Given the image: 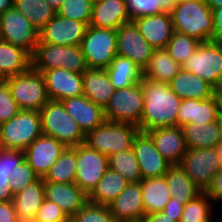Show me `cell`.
Returning a JSON list of instances; mask_svg holds the SVG:
<instances>
[{"label": "cell", "instance_id": "29", "mask_svg": "<svg viewBox=\"0 0 222 222\" xmlns=\"http://www.w3.org/2000/svg\"><path fill=\"white\" fill-rule=\"evenodd\" d=\"M180 70L181 65L165 49H154L142 75L149 80L169 83Z\"/></svg>", "mask_w": 222, "mask_h": 222}, {"label": "cell", "instance_id": "11", "mask_svg": "<svg viewBox=\"0 0 222 222\" xmlns=\"http://www.w3.org/2000/svg\"><path fill=\"white\" fill-rule=\"evenodd\" d=\"M0 40L24 49L31 56L39 43V31L21 12L11 8L0 15Z\"/></svg>", "mask_w": 222, "mask_h": 222}, {"label": "cell", "instance_id": "25", "mask_svg": "<svg viewBox=\"0 0 222 222\" xmlns=\"http://www.w3.org/2000/svg\"><path fill=\"white\" fill-rule=\"evenodd\" d=\"M218 109L214 96L205 99H184L176 118V126L186 124H207L218 121Z\"/></svg>", "mask_w": 222, "mask_h": 222}, {"label": "cell", "instance_id": "49", "mask_svg": "<svg viewBox=\"0 0 222 222\" xmlns=\"http://www.w3.org/2000/svg\"><path fill=\"white\" fill-rule=\"evenodd\" d=\"M0 222H19L12 201L0 202Z\"/></svg>", "mask_w": 222, "mask_h": 222}, {"label": "cell", "instance_id": "47", "mask_svg": "<svg viewBox=\"0 0 222 222\" xmlns=\"http://www.w3.org/2000/svg\"><path fill=\"white\" fill-rule=\"evenodd\" d=\"M25 160L23 150L6 149L0 156V177L10 178L16 166Z\"/></svg>", "mask_w": 222, "mask_h": 222}, {"label": "cell", "instance_id": "35", "mask_svg": "<svg viewBox=\"0 0 222 222\" xmlns=\"http://www.w3.org/2000/svg\"><path fill=\"white\" fill-rule=\"evenodd\" d=\"M165 180L171 197L186 204L193 200L201 190L190 180L184 169L178 165H171L165 174Z\"/></svg>", "mask_w": 222, "mask_h": 222}, {"label": "cell", "instance_id": "60", "mask_svg": "<svg viewBox=\"0 0 222 222\" xmlns=\"http://www.w3.org/2000/svg\"><path fill=\"white\" fill-rule=\"evenodd\" d=\"M218 125H219V129H220L221 142H222V115L218 116Z\"/></svg>", "mask_w": 222, "mask_h": 222}, {"label": "cell", "instance_id": "3", "mask_svg": "<svg viewBox=\"0 0 222 222\" xmlns=\"http://www.w3.org/2000/svg\"><path fill=\"white\" fill-rule=\"evenodd\" d=\"M39 112L44 135L54 137L66 147L85 143L86 135L61 101L49 100Z\"/></svg>", "mask_w": 222, "mask_h": 222}, {"label": "cell", "instance_id": "61", "mask_svg": "<svg viewBox=\"0 0 222 222\" xmlns=\"http://www.w3.org/2000/svg\"><path fill=\"white\" fill-rule=\"evenodd\" d=\"M5 146L3 145V142L1 141V138H0V156L3 154V152L5 151Z\"/></svg>", "mask_w": 222, "mask_h": 222}, {"label": "cell", "instance_id": "34", "mask_svg": "<svg viewBox=\"0 0 222 222\" xmlns=\"http://www.w3.org/2000/svg\"><path fill=\"white\" fill-rule=\"evenodd\" d=\"M128 184L129 182L121 174L109 168L88 195V202L108 206Z\"/></svg>", "mask_w": 222, "mask_h": 222}, {"label": "cell", "instance_id": "50", "mask_svg": "<svg viewBox=\"0 0 222 222\" xmlns=\"http://www.w3.org/2000/svg\"><path fill=\"white\" fill-rule=\"evenodd\" d=\"M184 205L182 201H178L174 197H171L166 203L163 211L170 217H177V222H180Z\"/></svg>", "mask_w": 222, "mask_h": 222}, {"label": "cell", "instance_id": "4", "mask_svg": "<svg viewBox=\"0 0 222 222\" xmlns=\"http://www.w3.org/2000/svg\"><path fill=\"white\" fill-rule=\"evenodd\" d=\"M31 67L43 73L55 68L83 74L88 68L80 46L39 43L31 55Z\"/></svg>", "mask_w": 222, "mask_h": 222}, {"label": "cell", "instance_id": "32", "mask_svg": "<svg viewBox=\"0 0 222 222\" xmlns=\"http://www.w3.org/2000/svg\"><path fill=\"white\" fill-rule=\"evenodd\" d=\"M187 149L212 148L221 143L218 121L207 124H186L181 127Z\"/></svg>", "mask_w": 222, "mask_h": 222}, {"label": "cell", "instance_id": "26", "mask_svg": "<svg viewBox=\"0 0 222 222\" xmlns=\"http://www.w3.org/2000/svg\"><path fill=\"white\" fill-rule=\"evenodd\" d=\"M45 199L44 181H37L27 185L23 190L14 195L12 203L16 210L19 222H32L37 211Z\"/></svg>", "mask_w": 222, "mask_h": 222}, {"label": "cell", "instance_id": "37", "mask_svg": "<svg viewBox=\"0 0 222 222\" xmlns=\"http://www.w3.org/2000/svg\"><path fill=\"white\" fill-rule=\"evenodd\" d=\"M76 162V147H67L59 159L50 167L43 181L53 183H75Z\"/></svg>", "mask_w": 222, "mask_h": 222}, {"label": "cell", "instance_id": "19", "mask_svg": "<svg viewBox=\"0 0 222 222\" xmlns=\"http://www.w3.org/2000/svg\"><path fill=\"white\" fill-rule=\"evenodd\" d=\"M45 199L54 202L71 218L87 202L88 195L76 183L44 181Z\"/></svg>", "mask_w": 222, "mask_h": 222}, {"label": "cell", "instance_id": "9", "mask_svg": "<svg viewBox=\"0 0 222 222\" xmlns=\"http://www.w3.org/2000/svg\"><path fill=\"white\" fill-rule=\"evenodd\" d=\"M181 69L192 72L213 87L222 84V42H202L183 62Z\"/></svg>", "mask_w": 222, "mask_h": 222}, {"label": "cell", "instance_id": "40", "mask_svg": "<svg viewBox=\"0 0 222 222\" xmlns=\"http://www.w3.org/2000/svg\"><path fill=\"white\" fill-rule=\"evenodd\" d=\"M211 199L202 192L183 206L180 222H202L212 217Z\"/></svg>", "mask_w": 222, "mask_h": 222}, {"label": "cell", "instance_id": "8", "mask_svg": "<svg viewBox=\"0 0 222 222\" xmlns=\"http://www.w3.org/2000/svg\"><path fill=\"white\" fill-rule=\"evenodd\" d=\"M80 47L88 68L106 69L117 55V30L88 25Z\"/></svg>", "mask_w": 222, "mask_h": 222}, {"label": "cell", "instance_id": "41", "mask_svg": "<svg viewBox=\"0 0 222 222\" xmlns=\"http://www.w3.org/2000/svg\"><path fill=\"white\" fill-rule=\"evenodd\" d=\"M94 0H64L57 14L89 25Z\"/></svg>", "mask_w": 222, "mask_h": 222}, {"label": "cell", "instance_id": "20", "mask_svg": "<svg viewBox=\"0 0 222 222\" xmlns=\"http://www.w3.org/2000/svg\"><path fill=\"white\" fill-rule=\"evenodd\" d=\"M145 133L152 139L157 150L171 165L181 163L187 151L181 127L156 128Z\"/></svg>", "mask_w": 222, "mask_h": 222}, {"label": "cell", "instance_id": "1", "mask_svg": "<svg viewBox=\"0 0 222 222\" xmlns=\"http://www.w3.org/2000/svg\"><path fill=\"white\" fill-rule=\"evenodd\" d=\"M144 108L137 125L140 132L176 126L182 99L170 88L169 83L142 78Z\"/></svg>", "mask_w": 222, "mask_h": 222}, {"label": "cell", "instance_id": "48", "mask_svg": "<svg viewBox=\"0 0 222 222\" xmlns=\"http://www.w3.org/2000/svg\"><path fill=\"white\" fill-rule=\"evenodd\" d=\"M211 201L222 203V167L213 176L212 182L204 192Z\"/></svg>", "mask_w": 222, "mask_h": 222}, {"label": "cell", "instance_id": "5", "mask_svg": "<svg viewBox=\"0 0 222 222\" xmlns=\"http://www.w3.org/2000/svg\"><path fill=\"white\" fill-rule=\"evenodd\" d=\"M139 132L137 125L105 120L86 135L85 144L109 157L132 148Z\"/></svg>", "mask_w": 222, "mask_h": 222}, {"label": "cell", "instance_id": "54", "mask_svg": "<svg viewBox=\"0 0 222 222\" xmlns=\"http://www.w3.org/2000/svg\"><path fill=\"white\" fill-rule=\"evenodd\" d=\"M213 96H214L215 101H216L218 114L222 115V84H220L219 86L214 87Z\"/></svg>", "mask_w": 222, "mask_h": 222}, {"label": "cell", "instance_id": "33", "mask_svg": "<svg viewBox=\"0 0 222 222\" xmlns=\"http://www.w3.org/2000/svg\"><path fill=\"white\" fill-rule=\"evenodd\" d=\"M105 70L116 90L131 87L143 78L142 69L129 58L120 55H116Z\"/></svg>", "mask_w": 222, "mask_h": 222}, {"label": "cell", "instance_id": "44", "mask_svg": "<svg viewBox=\"0 0 222 222\" xmlns=\"http://www.w3.org/2000/svg\"><path fill=\"white\" fill-rule=\"evenodd\" d=\"M162 0H126L127 12L131 20L142 16L160 14Z\"/></svg>", "mask_w": 222, "mask_h": 222}, {"label": "cell", "instance_id": "7", "mask_svg": "<svg viewBox=\"0 0 222 222\" xmlns=\"http://www.w3.org/2000/svg\"><path fill=\"white\" fill-rule=\"evenodd\" d=\"M42 134L41 116L37 111L20 110L0 124V138L5 149L24 151Z\"/></svg>", "mask_w": 222, "mask_h": 222}, {"label": "cell", "instance_id": "57", "mask_svg": "<svg viewBox=\"0 0 222 222\" xmlns=\"http://www.w3.org/2000/svg\"><path fill=\"white\" fill-rule=\"evenodd\" d=\"M205 1L206 4L211 8V10L222 7V0H205Z\"/></svg>", "mask_w": 222, "mask_h": 222}, {"label": "cell", "instance_id": "23", "mask_svg": "<svg viewBox=\"0 0 222 222\" xmlns=\"http://www.w3.org/2000/svg\"><path fill=\"white\" fill-rule=\"evenodd\" d=\"M141 35L154 49H165L174 33L171 15L160 13L134 18Z\"/></svg>", "mask_w": 222, "mask_h": 222}, {"label": "cell", "instance_id": "38", "mask_svg": "<svg viewBox=\"0 0 222 222\" xmlns=\"http://www.w3.org/2000/svg\"><path fill=\"white\" fill-rule=\"evenodd\" d=\"M109 168L121 174L129 183L140 182L141 173L132 148L108 157Z\"/></svg>", "mask_w": 222, "mask_h": 222}, {"label": "cell", "instance_id": "36", "mask_svg": "<svg viewBox=\"0 0 222 222\" xmlns=\"http://www.w3.org/2000/svg\"><path fill=\"white\" fill-rule=\"evenodd\" d=\"M14 8L21 12L38 31L57 14L46 0H14Z\"/></svg>", "mask_w": 222, "mask_h": 222}, {"label": "cell", "instance_id": "42", "mask_svg": "<svg viewBox=\"0 0 222 222\" xmlns=\"http://www.w3.org/2000/svg\"><path fill=\"white\" fill-rule=\"evenodd\" d=\"M71 222H118L110 213L109 207L87 202L70 218Z\"/></svg>", "mask_w": 222, "mask_h": 222}, {"label": "cell", "instance_id": "12", "mask_svg": "<svg viewBox=\"0 0 222 222\" xmlns=\"http://www.w3.org/2000/svg\"><path fill=\"white\" fill-rule=\"evenodd\" d=\"M179 165L201 192H205L221 168L216 147L187 149Z\"/></svg>", "mask_w": 222, "mask_h": 222}, {"label": "cell", "instance_id": "52", "mask_svg": "<svg viewBox=\"0 0 222 222\" xmlns=\"http://www.w3.org/2000/svg\"><path fill=\"white\" fill-rule=\"evenodd\" d=\"M10 178L0 177V202L12 201L14 193L10 188Z\"/></svg>", "mask_w": 222, "mask_h": 222}, {"label": "cell", "instance_id": "59", "mask_svg": "<svg viewBox=\"0 0 222 222\" xmlns=\"http://www.w3.org/2000/svg\"><path fill=\"white\" fill-rule=\"evenodd\" d=\"M216 151L218 154V160L220 162V166L222 167V142L216 146Z\"/></svg>", "mask_w": 222, "mask_h": 222}, {"label": "cell", "instance_id": "22", "mask_svg": "<svg viewBox=\"0 0 222 222\" xmlns=\"http://www.w3.org/2000/svg\"><path fill=\"white\" fill-rule=\"evenodd\" d=\"M61 102L85 135L106 120L104 109L84 95L67 98Z\"/></svg>", "mask_w": 222, "mask_h": 222}, {"label": "cell", "instance_id": "39", "mask_svg": "<svg viewBox=\"0 0 222 222\" xmlns=\"http://www.w3.org/2000/svg\"><path fill=\"white\" fill-rule=\"evenodd\" d=\"M201 42L186 35L174 31L171 39L165 47L168 54L180 65L187 60L197 49Z\"/></svg>", "mask_w": 222, "mask_h": 222}, {"label": "cell", "instance_id": "45", "mask_svg": "<svg viewBox=\"0 0 222 222\" xmlns=\"http://www.w3.org/2000/svg\"><path fill=\"white\" fill-rule=\"evenodd\" d=\"M20 111L12 97L10 88L4 80H0V124L9 121Z\"/></svg>", "mask_w": 222, "mask_h": 222}, {"label": "cell", "instance_id": "17", "mask_svg": "<svg viewBox=\"0 0 222 222\" xmlns=\"http://www.w3.org/2000/svg\"><path fill=\"white\" fill-rule=\"evenodd\" d=\"M132 149L137 158L142 179L165 176L171 164L161 155L146 133L137 134Z\"/></svg>", "mask_w": 222, "mask_h": 222}, {"label": "cell", "instance_id": "13", "mask_svg": "<svg viewBox=\"0 0 222 222\" xmlns=\"http://www.w3.org/2000/svg\"><path fill=\"white\" fill-rule=\"evenodd\" d=\"M76 158L75 183L89 195L109 169L108 157L83 143L76 146Z\"/></svg>", "mask_w": 222, "mask_h": 222}, {"label": "cell", "instance_id": "16", "mask_svg": "<svg viewBox=\"0 0 222 222\" xmlns=\"http://www.w3.org/2000/svg\"><path fill=\"white\" fill-rule=\"evenodd\" d=\"M66 148L54 137L42 134L24 150L25 160L39 178H44Z\"/></svg>", "mask_w": 222, "mask_h": 222}, {"label": "cell", "instance_id": "64", "mask_svg": "<svg viewBox=\"0 0 222 222\" xmlns=\"http://www.w3.org/2000/svg\"><path fill=\"white\" fill-rule=\"evenodd\" d=\"M202 222H213V219L210 217L208 220L202 221Z\"/></svg>", "mask_w": 222, "mask_h": 222}, {"label": "cell", "instance_id": "62", "mask_svg": "<svg viewBox=\"0 0 222 222\" xmlns=\"http://www.w3.org/2000/svg\"><path fill=\"white\" fill-rule=\"evenodd\" d=\"M187 1H190V0H175L176 4H179V3H182V2H187Z\"/></svg>", "mask_w": 222, "mask_h": 222}, {"label": "cell", "instance_id": "31", "mask_svg": "<svg viewBox=\"0 0 222 222\" xmlns=\"http://www.w3.org/2000/svg\"><path fill=\"white\" fill-rule=\"evenodd\" d=\"M31 67V56L22 48L0 40V80L19 75Z\"/></svg>", "mask_w": 222, "mask_h": 222}, {"label": "cell", "instance_id": "63", "mask_svg": "<svg viewBox=\"0 0 222 222\" xmlns=\"http://www.w3.org/2000/svg\"><path fill=\"white\" fill-rule=\"evenodd\" d=\"M126 222H145V220L144 219H140V220L126 221Z\"/></svg>", "mask_w": 222, "mask_h": 222}, {"label": "cell", "instance_id": "18", "mask_svg": "<svg viewBox=\"0 0 222 222\" xmlns=\"http://www.w3.org/2000/svg\"><path fill=\"white\" fill-rule=\"evenodd\" d=\"M49 100L62 101L83 95V74L65 68L43 72Z\"/></svg>", "mask_w": 222, "mask_h": 222}, {"label": "cell", "instance_id": "27", "mask_svg": "<svg viewBox=\"0 0 222 222\" xmlns=\"http://www.w3.org/2000/svg\"><path fill=\"white\" fill-rule=\"evenodd\" d=\"M171 90L182 100H205L213 96L214 87L192 72L181 69L169 82Z\"/></svg>", "mask_w": 222, "mask_h": 222}, {"label": "cell", "instance_id": "43", "mask_svg": "<svg viewBox=\"0 0 222 222\" xmlns=\"http://www.w3.org/2000/svg\"><path fill=\"white\" fill-rule=\"evenodd\" d=\"M39 176L26 160L16 166L13 175H10V188L14 195L23 190L27 185L37 181Z\"/></svg>", "mask_w": 222, "mask_h": 222}, {"label": "cell", "instance_id": "30", "mask_svg": "<svg viewBox=\"0 0 222 222\" xmlns=\"http://www.w3.org/2000/svg\"><path fill=\"white\" fill-rule=\"evenodd\" d=\"M140 185L145 214L162 212L171 198L165 176L141 179Z\"/></svg>", "mask_w": 222, "mask_h": 222}, {"label": "cell", "instance_id": "55", "mask_svg": "<svg viewBox=\"0 0 222 222\" xmlns=\"http://www.w3.org/2000/svg\"><path fill=\"white\" fill-rule=\"evenodd\" d=\"M176 7L175 0H162L160 4V13L171 14Z\"/></svg>", "mask_w": 222, "mask_h": 222}, {"label": "cell", "instance_id": "46", "mask_svg": "<svg viewBox=\"0 0 222 222\" xmlns=\"http://www.w3.org/2000/svg\"><path fill=\"white\" fill-rule=\"evenodd\" d=\"M70 218L54 202L44 199L37 211L34 221L36 222H68Z\"/></svg>", "mask_w": 222, "mask_h": 222}, {"label": "cell", "instance_id": "53", "mask_svg": "<svg viewBox=\"0 0 222 222\" xmlns=\"http://www.w3.org/2000/svg\"><path fill=\"white\" fill-rule=\"evenodd\" d=\"M145 222H177V217H170L164 211L147 214L144 216Z\"/></svg>", "mask_w": 222, "mask_h": 222}, {"label": "cell", "instance_id": "58", "mask_svg": "<svg viewBox=\"0 0 222 222\" xmlns=\"http://www.w3.org/2000/svg\"><path fill=\"white\" fill-rule=\"evenodd\" d=\"M46 1L56 11H58V9L61 7L62 3L64 2V0H46Z\"/></svg>", "mask_w": 222, "mask_h": 222}, {"label": "cell", "instance_id": "2", "mask_svg": "<svg viewBox=\"0 0 222 222\" xmlns=\"http://www.w3.org/2000/svg\"><path fill=\"white\" fill-rule=\"evenodd\" d=\"M174 31L199 42L213 41V15L205 0H190L176 4L170 14Z\"/></svg>", "mask_w": 222, "mask_h": 222}, {"label": "cell", "instance_id": "6", "mask_svg": "<svg viewBox=\"0 0 222 222\" xmlns=\"http://www.w3.org/2000/svg\"><path fill=\"white\" fill-rule=\"evenodd\" d=\"M4 81L8 84L11 95L20 110L39 112L49 101L44 75L32 67Z\"/></svg>", "mask_w": 222, "mask_h": 222}, {"label": "cell", "instance_id": "56", "mask_svg": "<svg viewBox=\"0 0 222 222\" xmlns=\"http://www.w3.org/2000/svg\"><path fill=\"white\" fill-rule=\"evenodd\" d=\"M11 8H14V0H0V15Z\"/></svg>", "mask_w": 222, "mask_h": 222}, {"label": "cell", "instance_id": "15", "mask_svg": "<svg viewBox=\"0 0 222 222\" xmlns=\"http://www.w3.org/2000/svg\"><path fill=\"white\" fill-rule=\"evenodd\" d=\"M153 50L133 20L117 29V55L129 58L142 70L147 65Z\"/></svg>", "mask_w": 222, "mask_h": 222}, {"label": "cell", "instance_id": "51", "mask_svg": "<svg viewBox=\"0 0 222 222\" xmlns=\"http://www.w3.org/2000/svg\"><path fill=\"white\" fill-rule=\"evenodd\" d=\"M213 41L222 42V7L213 9Z\"/></svg>", "mask_w": 222, "mask_h": 222}, {"label": "cell", "instance_id": "14", "mask_svg": "<svg viewBox=\"0 0 222 222\" xmlns=\"http://www.w3.org/2000/svg\"><path fill=\"white\" fill-rule=\"evenodd\" d=\"M88 25L56 14L40 31L39 41L46 44L80 46Z\"/></svg>", "mask_w": 222, "mask_h": 222}, {"label": "cell", "instance_id": "28", "mask_svg": "<svg viewBox=\"0 0 222 222\" xmlns=\"http://www.w3.org/2000/svg\"><path fill=\"white\" fill-rule=\"evenodd\" d=\"M115 90L105 69L87 68L83 73V95L103 109Z\"/></svg>", "mask_w": 222, "mask_h": 222}, {"label": "cell", "instance_id": "24", "mask_svg": "<svg viewBox=\"0 0 222 222\" xmlns=\"http://www.w3.org/2000/svg\"><path fill=\"white\" fill-rule=\"evenodd\" d=\"M131 21L127 12L126 0H94L90 26L117 30Z\"/></svg>", "mask_w": 222, "mask_h": 222}, {"label": "cell", "instance_id": "21", "mask_svg": "<svg viewBox=\"0 0 222 222\" xmlns=\"http://www.w3.org/2000/svg\"><path fill=\"white\" fill-rule=\"evenodd\" d=\"M111 215L118 222L144 219V203L140 182L129 183L109 205Z\"/></svg>", "mask_w": 222, "mask_h": 222}, {"label": "cell", "instance_id": "10", "mask_svg": "<svg viewBox=\"0 0 222 222\" xmlns=\"http://www.w3.org/2000/svg\"><path fill=\"white\" fill-rule=\"evenodd\" d=\"M144 108L142 80L131 87L115 90L104 108L107 121L138 125Z\"/></svg>", "mask_w": 222, "mask_h": 222}]
</instances>
